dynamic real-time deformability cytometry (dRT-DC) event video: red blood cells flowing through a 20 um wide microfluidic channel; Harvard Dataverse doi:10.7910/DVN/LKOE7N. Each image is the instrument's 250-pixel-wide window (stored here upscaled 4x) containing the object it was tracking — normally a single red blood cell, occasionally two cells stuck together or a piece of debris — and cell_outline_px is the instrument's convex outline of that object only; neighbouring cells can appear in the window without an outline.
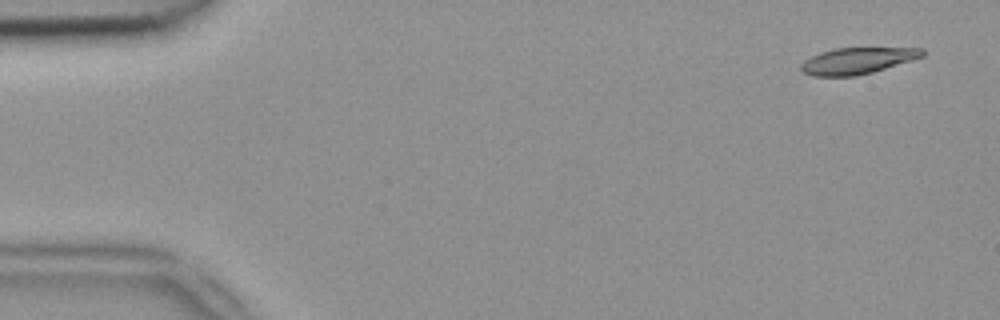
{"species": "common noctule bat (a hibernating species)", "species_latin": "Nyctalus noctula", "temperature_condition": "room temperature", "stored_images_in_passage": 6, "camera_frame_rate_fps": 3000, "um_per_image_px": 0.085, "animal": {"sex": "female", "body_mass_g": 18.4}, "frame": {"image": 1, "passage_image": 1, "time_ms": 0.0, "image_size_px": [1000, 320], "cell_outline_px": [[924, 56], [912, 60], [872, 72], [856, 76], [812, 76], [804, 72], [800, 68], [800, 64], [804, 60], [820, 52], [836, 48], [924, 48]], "centroid_in_image_um": [72.86, 5.16], "position_along_channel_um": 12.1, "area_um2": 18.55}}
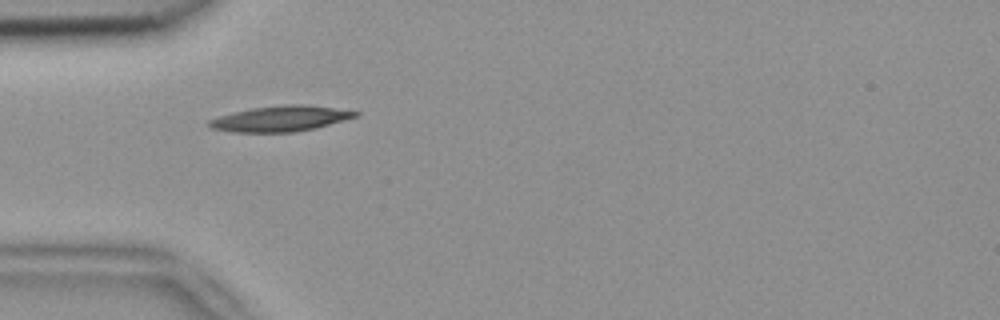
{"frame": {"image": 2, "passage_image": 5, "time_ms": 1.333, "image_size_px": [1000, 320], "cell_outline_px": [[360, 116], [316, 128], [292, 132], [232, 132], [212, 128], [208, 124], [208, 120], [232, 112], [252, 108], [284, 104], [308, 104], [360, 112]], "centroid_in_image_um": [23.88, 10.08], "position_along_channel_um": 61.1, "area_um2": 21.85}}